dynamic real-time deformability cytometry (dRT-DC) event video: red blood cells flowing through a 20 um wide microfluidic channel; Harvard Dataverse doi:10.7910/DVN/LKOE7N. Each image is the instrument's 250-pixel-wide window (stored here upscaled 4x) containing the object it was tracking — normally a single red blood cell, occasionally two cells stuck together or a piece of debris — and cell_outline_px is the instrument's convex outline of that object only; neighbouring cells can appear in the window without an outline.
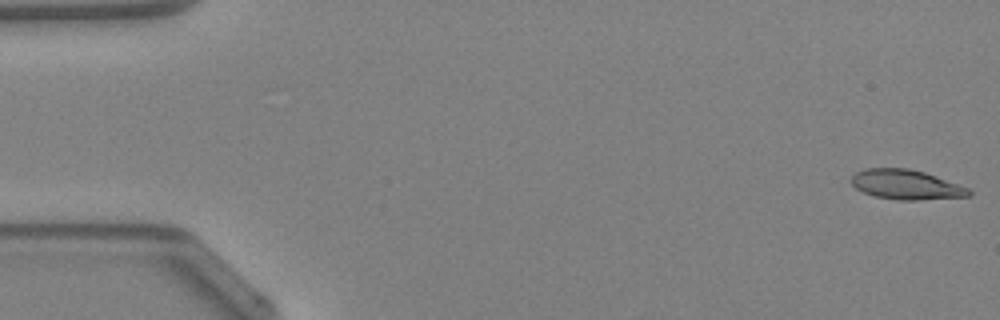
{"species": "Egyptian fruit bat (a non-hibernating species)", "species_latin": "Rousettus aegyptiacus", "temperature_condition": "warm", "stored_images_in_passage": 11, "camera_frame_rate_fps": 3000, "um_per_image_px": 0.085, "animal": {"sex": "female"}, "frame": {"image": 1, "passage_image": 1, "time_ms": 0.0, "image_size_px": [1000, 320], "cell_outline_px": [[972, 196], [920, 200], [896, 200], [876, 196], [864, 192], [856, 188], [852, 184], [852, 176], [856, 172], [864, 168], [908, 168], [924, 172], [936, 176], [968, 188], [972, 192]], "centroid_in_image_um": [77.03, 15.69], "position_along_channel_um": 8.0, "area_um2": 20.29}}